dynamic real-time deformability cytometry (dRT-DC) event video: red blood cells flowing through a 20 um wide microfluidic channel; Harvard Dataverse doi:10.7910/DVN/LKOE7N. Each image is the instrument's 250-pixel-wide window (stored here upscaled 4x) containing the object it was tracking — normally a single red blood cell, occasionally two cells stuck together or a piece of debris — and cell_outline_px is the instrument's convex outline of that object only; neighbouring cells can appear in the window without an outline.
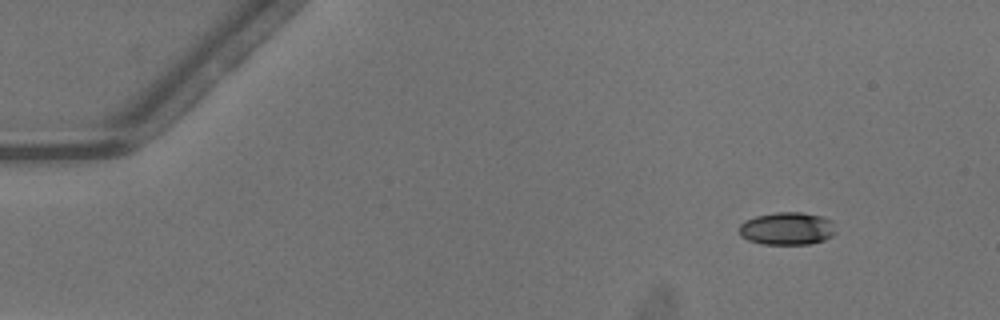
{"species": "common noctule bat (a hibernating species)", "species_latin": "Nyctalus noctula", "temperature_condition": "warm", "stored_images_in_passage": 37, "camera_frame_rate_fps": 3000, "um_per_image_px": 0.085, "animal": {"sex": "male", "body_mass_g": 13.3}, "frame": {"image": 1, "passage_image": 1, "time_ms": 0.0, "image_size_px": [1000, 320], "cell_outline_px": [[836, 232], [832, 236], [824, 240], [812, 244], [764, 244], [748, 240], [740, 236], [740, 224], [744, 220], [756, 216], [776, 212], [800, 212], [820, 216], [832, 220]], "centroid_in_image_um": [66.91, 19.43], "position_along_channel_um": 18.1, "area_um2": 18.5}}
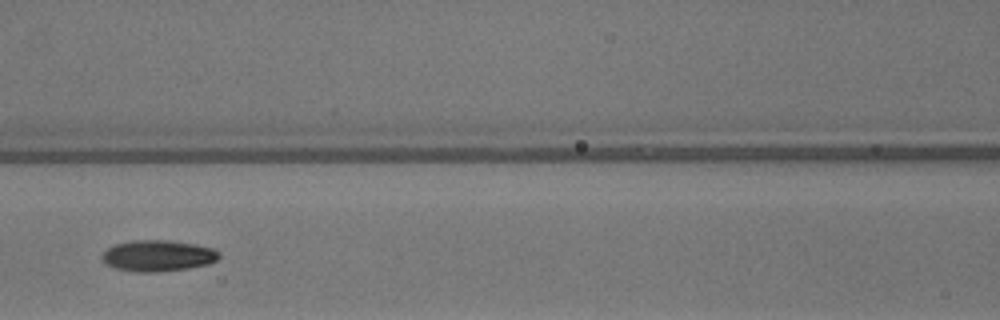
{"frame": {"image": 2, "passage_image": 19, "time_ms": 6.0, "image_size_px": [1000, 320], "cell_outline_px": [[220, 256], [216, 260], [208, 264], [188, 268], [160, 272], [136, 272], [116, 268], [104, 264], [100, 256], [108, 248], [116, 244], [132, 240], [168, 240], [196, 244], [212, 248], [220, 252]], "centroid_in_image_um": [13.41, 21.74], "position_along_channel_um": 153.2, "area_um2": 21.39}}
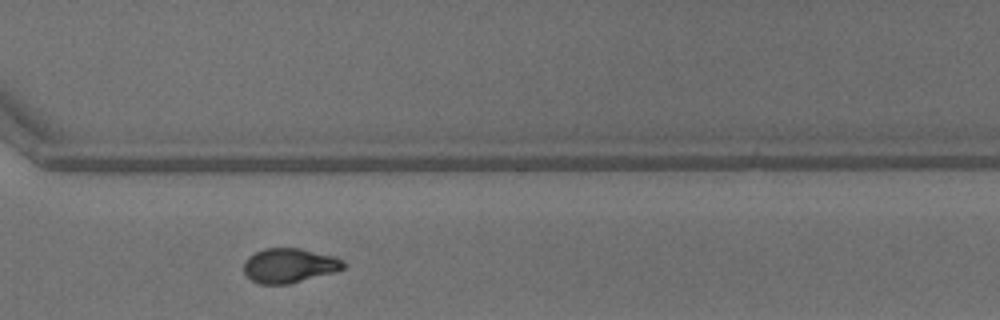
{"frame": {"image": 3, "passage_image": 33, "time_ms": 10.667, "image_size_px": [1000, 320], "cell_outline_px": [[348, 264], [344, 268], [336, 272], [288, 284], [260, 284], [252, 280], [244, 272], [244, 260], [248, 256], [264, 248], [300, 248], [332, 256], [344, 260]], "centroid_in_image_um": [24.61, 22.57], "position_along_channel_um": 346.0, "area_um2": 20.11}, "authors_computed_cell_mechanics": {"area_um2": 20.23, "velocity_mm_per_s": 4.1449, "shape_relaxation_time_tau1_ms": 3.9682, "shape_relaxation_time_tau2_ms": 5.161, "deformation_change_tau1": 0.1408, "deformation_change_tau2": 0.1115}}